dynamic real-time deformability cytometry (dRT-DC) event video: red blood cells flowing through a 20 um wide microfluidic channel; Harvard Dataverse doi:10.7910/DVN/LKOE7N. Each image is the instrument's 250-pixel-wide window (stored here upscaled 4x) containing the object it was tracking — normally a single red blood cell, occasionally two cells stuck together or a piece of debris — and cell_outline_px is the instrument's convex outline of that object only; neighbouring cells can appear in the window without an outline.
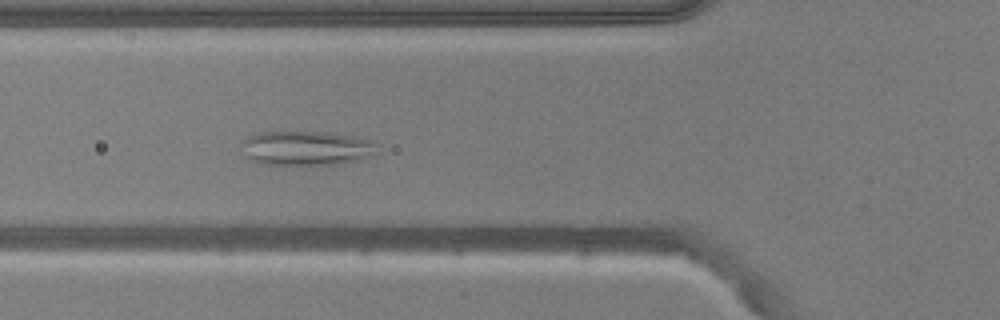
{"species": "common noctule bat (a hibernating species)", "species_latin": "Nyctalus noctula", "temperature_condition": "warm", "stored_images_in_passage": 50, "camera_frame_rate_fps": 3000, "um_per_image_px": 0.085, "animal": {"sex": "male", "body_mass_g": 20.5, "forearm_length_mm": 52.5}, "frame": {"image": 1, "passage_image": 16, "time_ms": 5.0, "image_size_px": [1000, 320], "cell_outline_px": [[376, 156], [336, 164], [268, 164], [252, 160], [248, 156], [240, 140], [252, 132], [332, 132], [372, 140], [376, 144]], "centroid_in_image_um": [26.06, 12.57], "position_along_channel_um": 99.7, "area_um2": 27.17}}
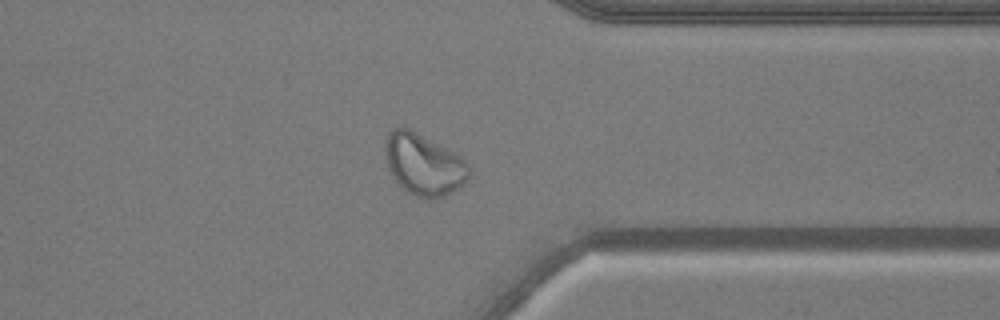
{"frame": {"image": 2, "passage_image": 38, "time_ms": 12.333, "image_size_px": [1000, 320], "cell_outline_px": [[468, 176], [464, 184], [444, 196], [428, 200], [416, 196], [408, 192], [392, 176], [388, 168], [384, 148], [388, 132], [392, 128], [408, 128], [416, 132], [460, 156], [468, 164]], "centroid_in_image_um": [35.99, 13.99], "position_along_channel_um": 375.4, "area_um2": 29.59}}
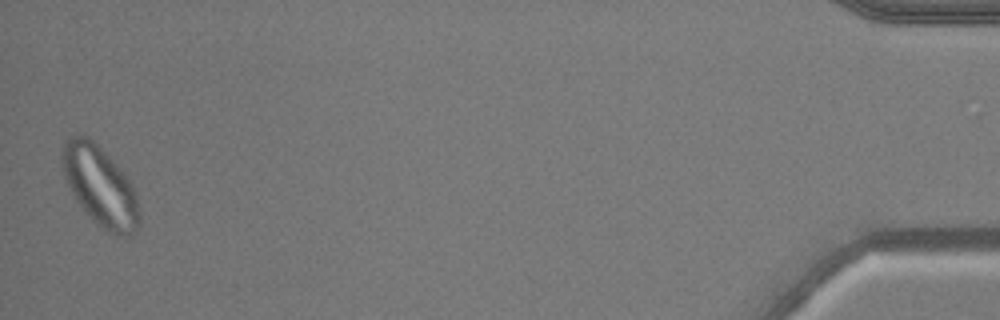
{"frame": {"image": 3, "passage_image": 49, "time_ms": 16.0, "image_size_px": [1000, 320], "cell_outline_px": [[140, 224], [128, 236], [116, 236], [108, 232], [96, 224], [76, 200], [64, 176], [60, 160], [60, 152], [64, 144], [72, 136], [88, 136], [112, 160], [132, 184], [140, 208]], "centroid_in_image_um": [8.5, 15.85], "position_along_channel_um": 426.7, "area_um2": 35.55}}